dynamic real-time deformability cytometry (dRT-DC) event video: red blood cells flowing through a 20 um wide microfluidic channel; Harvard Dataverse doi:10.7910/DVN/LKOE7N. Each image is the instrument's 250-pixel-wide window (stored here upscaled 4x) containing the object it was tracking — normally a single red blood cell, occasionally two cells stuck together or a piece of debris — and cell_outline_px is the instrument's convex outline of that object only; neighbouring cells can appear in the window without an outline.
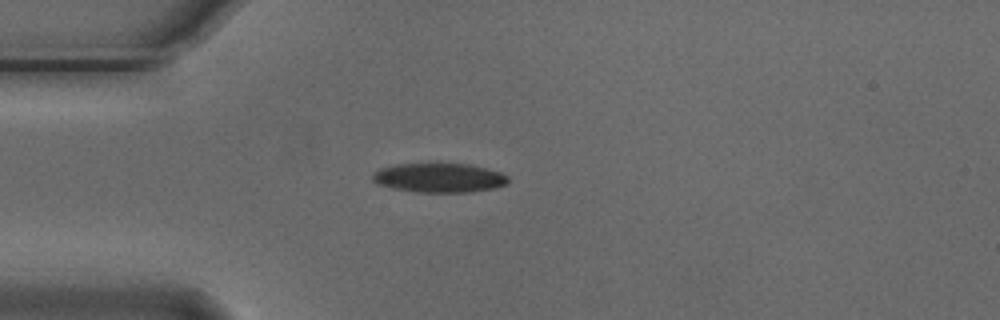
{"species": "Egyptian fruit bat (a non-hibernating species)", "species_latin": "Rousettus aegyptiacus", "temperature_condition": "cold", "stored_images_in_passage": 2, "camera_frame_rate_fps": 3000, "um_per_image_px": 0.085, "animal": {"sex": "male"}, "frame": {"image": 1, "passage_image": 1, "time_ms": 0.0, "image_size_px": [1000, 320], "cell_outline_px": [[508, 184], [496, 188], [468, 192], [416, 192], [392, 188], [376, 184], [372, 180], [372, 172], [380, 168], [396, 164], [428, 160], [440, 160], [468, 164], [500, 172], [508, 176]], "centroid_in_image_um": [37.28, 15.05], "position_along_channel_um": 47.7, "area_um2": 24.39}}